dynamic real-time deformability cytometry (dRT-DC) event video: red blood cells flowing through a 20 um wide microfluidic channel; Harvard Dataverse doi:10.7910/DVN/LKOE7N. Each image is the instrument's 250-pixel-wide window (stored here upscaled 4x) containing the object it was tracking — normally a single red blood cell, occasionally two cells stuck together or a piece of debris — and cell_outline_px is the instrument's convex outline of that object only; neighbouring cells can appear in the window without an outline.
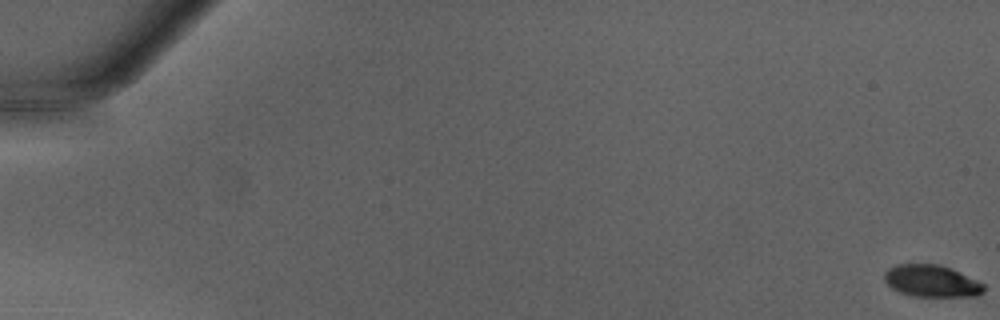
{"species": "Egyptian fruit bat (a non-hibernating species)", "species_latin": "Rousettus aegyptiacus", "temperature_condition": "warm", "stored_images_in_passage": 52, "camera_frame_rate_fps": 3000, "um_per_image_px": 0.085, "animal": {"sex": "male"}, "frame": {"image": 1, "passage_image": 1, "time_ms": 0.0, "image_size_px": [1000, 320], "cell_outline_px": [[984, 292], [980, 296], [912, 296], [900, 292], [892, 288], [884, 280], [884, 272], [888, 268], [896, 264], [940, 264], [952, 268], [984, 284]], "centroid_in_image_um": [79.18, 23.88], "position_along_channel_um": 5.8, "area_um2": 18.61}}
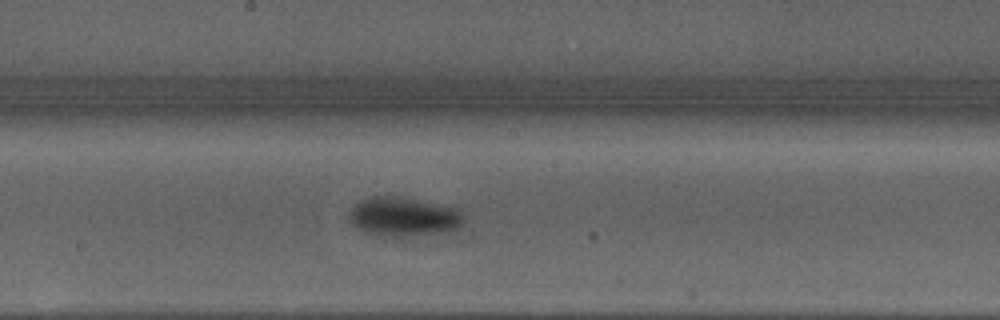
{"frame": {"image": 2, "passage_image": 29, "time_ms": 9.333, "image_size_px": [1000, 320], "cell_outline_px": [[464, 220], [456, 228], [396, 236], [376, 236], [352, 224], [348, 216], [348, 212], [356, 204], [372, 196], [396, 196], [460, 208]], "centroid_in_image_um": [34.25, 18.38], "position_along_channel_um": 214.0, "area_um2": 25.14}}
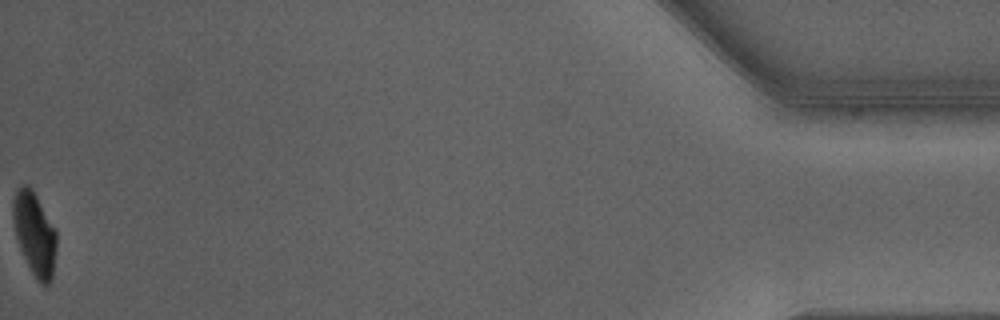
{"frame": {"image": 3, "passage_image": 51, "time_ms": 16.667, "image_size_px": [1000, 320], "cell_outline_px": [[56, 248], [52, 280], [48, 288], [44, 288], [36, 280], [20, 248], [16, 236], [12, 220], [12, 200], [16, 188], [20, 184], [28, 184], [36, 196], [56, 232]], "centroid_in_image_um": [2.92, 19.9], "position_along_channel_um": 432.3, "area_um2": 21.15}}